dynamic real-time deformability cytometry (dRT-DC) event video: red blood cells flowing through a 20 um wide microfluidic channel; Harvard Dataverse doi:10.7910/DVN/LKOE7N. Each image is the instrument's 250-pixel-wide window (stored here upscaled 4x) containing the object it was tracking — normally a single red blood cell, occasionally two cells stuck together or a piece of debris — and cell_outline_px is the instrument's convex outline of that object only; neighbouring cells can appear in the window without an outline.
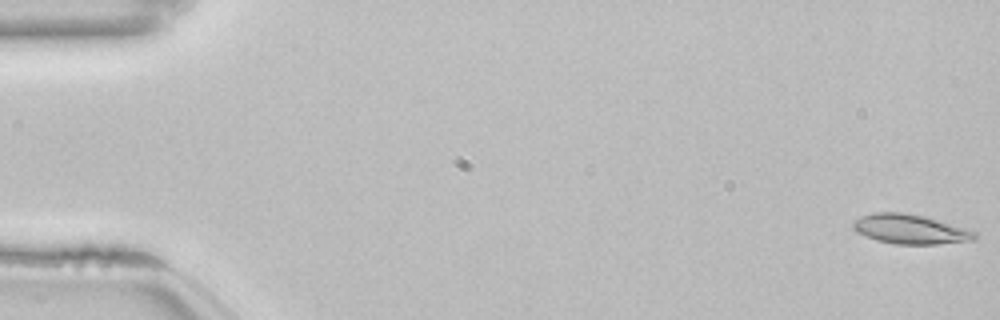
{"species": "common noctule bat (a hibernating species)", "species_latin": "Nyctalus noctula", "temperature_condition": "room temperature", "stored_images_in_passage": 54, "camera_frame_rate_fps": 3000, "um_per_image_px": 0.085, "animal": {"sex": "female", "body_mass_g": 22.7, "forearm_length_mm": 54.2}, "frame": {"image": 1, "passage_image": 1, "time_ms": 0.0, "image_size_px": [1000, 320], "cell_outline_px": [[976, 240], [936, 244], [896, 244], [876, 240], [864, 236], [856, 232], [852, 228], [852, 224], [856, 220], [872, 212], [904, 212], [924, 216], [952, 224], [976, 232]], "centroid_in_image_um": [77.35, 19.48], "position_along_channel_um": 7.7, "area_um2": 20.87}}
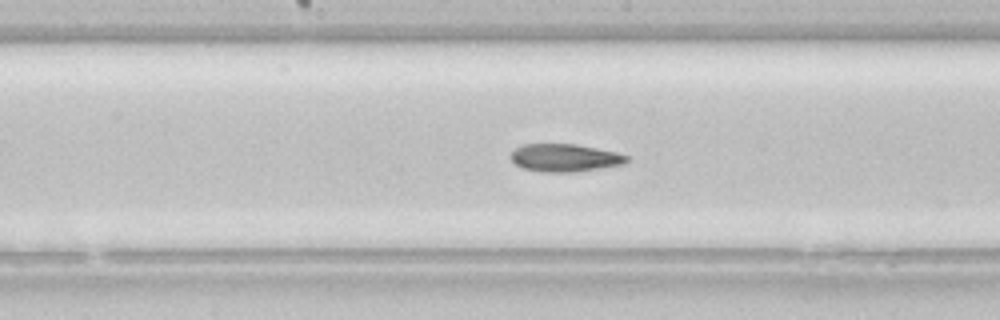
{"frame": {"image": 2, "passage_image": 28, "time_ms": 9.0, "image_size_px": [1000, 320], "cell_outline_px": [[628, 160], [624, 164], [576, 172], [544, 172], [524, 168], [516, 164], [508, 156], [516, 148], [524, 144], [576, 144], [616, 152], [628, 156]], "centroid_in_image_um": [48.0, 13.41], "position_along_channel_um": 200.2, "area_um2": 18.67}}
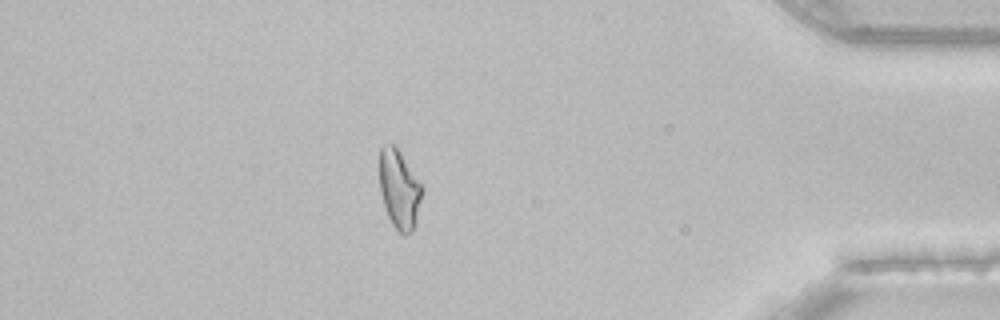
{"frame": {"image": 3, "passage_image": 47, "time_ms": 15.333, "image_size_px": [1000, 320], "cell_outline_px": [[424, 192], [416, 224], [412, 232], [404, 236], [392, 224], [384, 208], [380, 192], [380, 148], [384, 144], [396, 144], [400, 148], [424, 184]], "centroid_in_image_um": [34.0, 16.04], "position_along_channel_um": 401.2, "area_um2": 20.63}, "authors_computed_cell_mechanics": {"area_um2": 19.7098, "velocity_mm_per_s": 3.84, "shape_relaxation_time_tau1_ms": 8.7974, "shape_relaxation_time_tau2_ms": 3.1864, "deformation_change_tau1": 0.2165, "deformation_change_tau2": 0.1036}}